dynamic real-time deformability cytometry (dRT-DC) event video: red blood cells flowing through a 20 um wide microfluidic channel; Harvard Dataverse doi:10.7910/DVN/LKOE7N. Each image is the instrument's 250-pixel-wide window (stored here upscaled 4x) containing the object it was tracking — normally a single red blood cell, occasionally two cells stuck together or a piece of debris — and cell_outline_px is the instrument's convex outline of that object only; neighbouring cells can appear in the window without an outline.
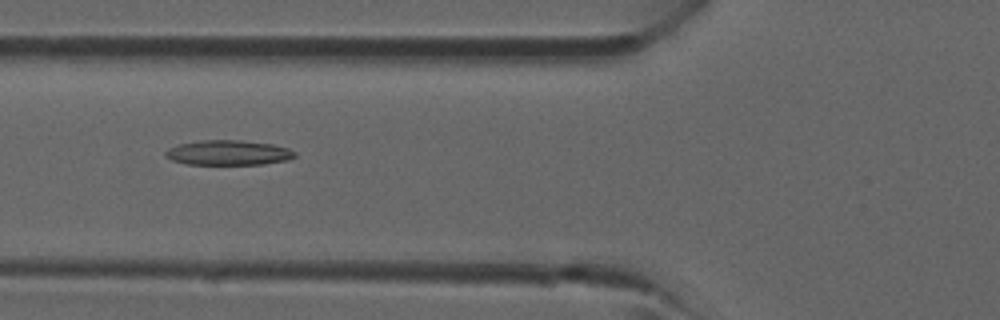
{"species": "common noctule bat (a hibernating species)", "species_latin": "Nyctalus noctula", "temperature_condition": "room temperature", "stored_images_in_passage": 5, "camera_frame_rate_fps": 3000, "um_per_image_px": 0.085, "animal": {"sex": "male", "forearm_length_mm": 52.5}, "frame": {"image": 1, "passage_image": 4, "time_ms": 4.333, "image_size_px": [1000, 320], "cell_outline_px": [[296, 156], [288, 160], [264, 164], [188, 164], [172, 160], [164, 156], [164, 152], [168, 148], [176, 144], [204, 140], [240, 140], [272, 144], [288, 148], [296, 152]], "centroid_in_image_um": [19.4, 12.97], "position_along_channel_um": 106.4, "area_um2": 18.84}}
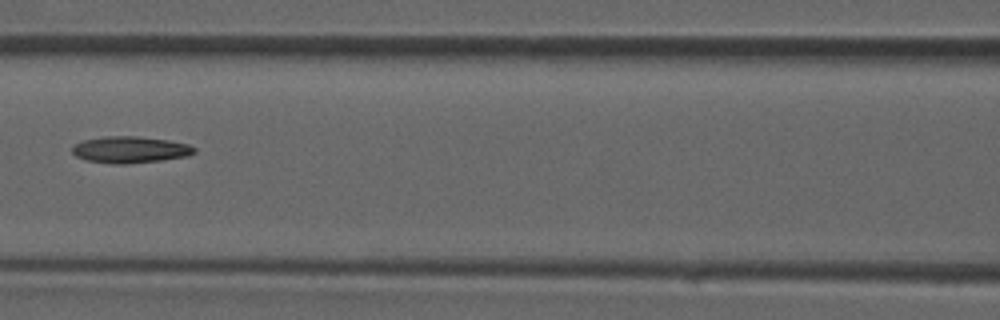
{"frame": {"image": 2, "passage_image": 5, "time_ms": 5.333, "image_size_px": [1000, 320], "cell_outline_px": [[196, 152], [188, 156], [160, 160], [128, 164], [112, 164], [88, 160], [76, 156], [72, 152], [72, 144], [84, 140], [104, 136], [140, 136], [168, 140], [188, 144], [196, 148]], "centroid_in_image_um": [11.06, 12.72], "position_along_channel_um": 155.5, "area_um2": 19.02}}